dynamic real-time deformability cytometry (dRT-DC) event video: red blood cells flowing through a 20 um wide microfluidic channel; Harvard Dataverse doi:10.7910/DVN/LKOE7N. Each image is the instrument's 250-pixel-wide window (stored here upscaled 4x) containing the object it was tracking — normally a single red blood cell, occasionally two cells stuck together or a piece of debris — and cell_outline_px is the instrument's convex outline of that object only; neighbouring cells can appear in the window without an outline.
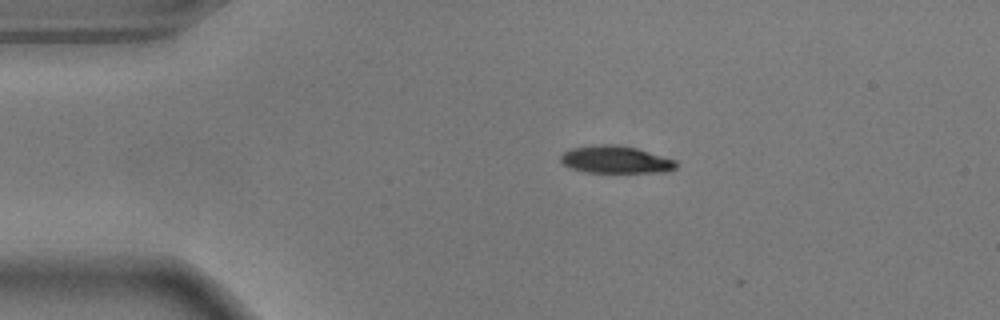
{"species": "common noctule bat (a hibernating species)", "species_latin": "Nyctalus noctula", "temperature_condition": "warm", "stored_images_in_passage": 3, "camera_frame_rate_fps": 3000, "um_per_image_px": 0.085, "animal": {"sex": "male", "body_mass_g": 17.9}, "frame": {"image": 1, "passage_image": 2, "time_ms": 0.333, "image_size_px": [1000, 320], "cell_outline_px": [[680, 164], [676, 168], [664, 172], [584, 172], [568, 168], [560, 160], [560, 156], [564, 152], [572, 148], [600, 144], [616, 144], [636, 148], [676, 160]], "centroid_in_image_um": [52.33, 13.57], "position_along_channel_um": 32.7, "area_um2": 18.5}}